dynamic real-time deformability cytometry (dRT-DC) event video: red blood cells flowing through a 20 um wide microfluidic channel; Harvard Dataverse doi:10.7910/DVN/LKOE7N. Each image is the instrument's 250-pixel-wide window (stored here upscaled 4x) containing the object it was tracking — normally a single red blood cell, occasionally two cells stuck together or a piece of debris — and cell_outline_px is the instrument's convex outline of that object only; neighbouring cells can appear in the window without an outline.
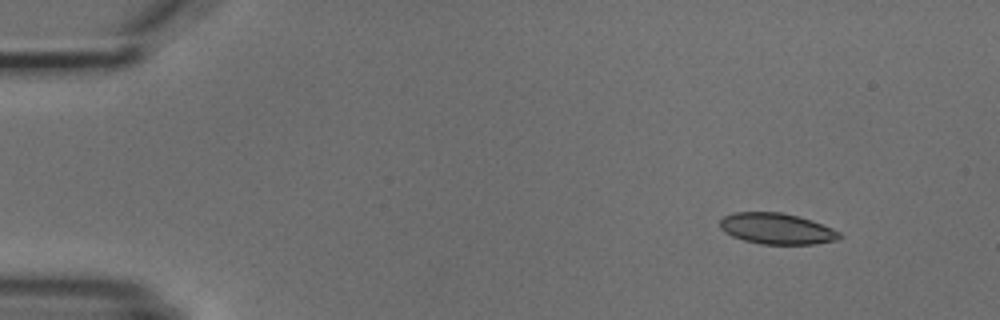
{"species": "common noctule bat (a hibernating species)", "species_latin": "Nyctalus noctula", "temperature_condition": "cold", "stored_images_in_passage": 4, "camera_frame_rate_fps": 3000, "um_per_image_px": 0.085, "animal": {"sex": "male", "body_mass_g": 18.8}, "frame": {"image": 1, "passage_image": 1, "time_ms": 0.0, "image_size_px": [1000, 320], "cell_outline_px": [[840, 236], [836, 240], [812, 244], [760, 244], [744, 240], [732, 236], [724, 232], [720, 228], [720, 220], [724, 216], [732, 212], [780, 212], [812, 220], [832, 228], [840, 232]], "centroid_in_image_um": [65.98, 19.43], "position_along_channel_um": 19.0, "area_um2": 21.5}}
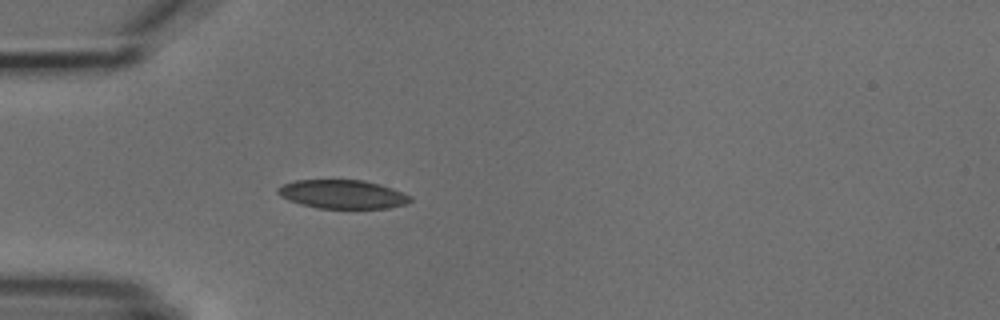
{"frame": {"image": 2, "passage_image": 4, "time_ms": 3.333, "image_size_px": [1000, 320], "cell_outline_px": [[412, 200], [408, 204], [388, 208], [316, 208], [300, 204], [288, 200], [280, 196], [276, 192], [276, 188], [284, 184], [296, 180], [364, 180], [380, 184], [392, 188], [412, 196]], "centroid_in_image_um": [29.12, 16.51], "position_along_channel_um": 55.9, "area_um2": 22.31}}